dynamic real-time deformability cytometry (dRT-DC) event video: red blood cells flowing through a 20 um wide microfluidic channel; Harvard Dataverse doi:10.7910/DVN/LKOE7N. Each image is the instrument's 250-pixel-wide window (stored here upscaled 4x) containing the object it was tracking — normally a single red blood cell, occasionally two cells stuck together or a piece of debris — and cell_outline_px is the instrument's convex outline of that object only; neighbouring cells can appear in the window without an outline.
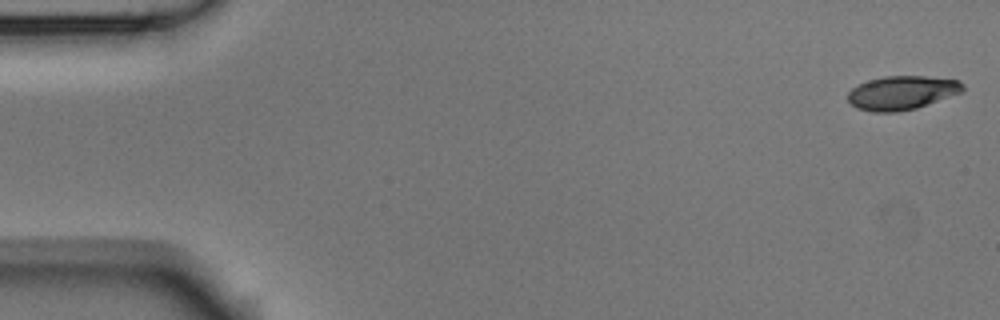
{"species": "Egyptian fruit bat (a non-hibernating species)", "species_latin": "Rousettus aegyptiacus", "temperature_condition": "room temperature", "stored_images_in_passage": 6, "camera_frame_rate_fps": 3000, "um_per_image_px": 0.085, "animal": {"sex": "male"}, "frame": {"image": 1, "passage_image": 1, "time_ms": 0.0, "image_size_px": [1000, 320], "cell_outline_px": [[964, 88], [960, 92], [916, 108], [896, 112], [872, 112], [856, 108], [848, 100], [848, 92], [856, 84], [868, 80], [884, 76], [924, 76], [960, 80], [964, 84]], "centroid_in_image_um": [76.62, 7.87], "position_along_channel_um": 8.4, "area_um2": 22.6}}
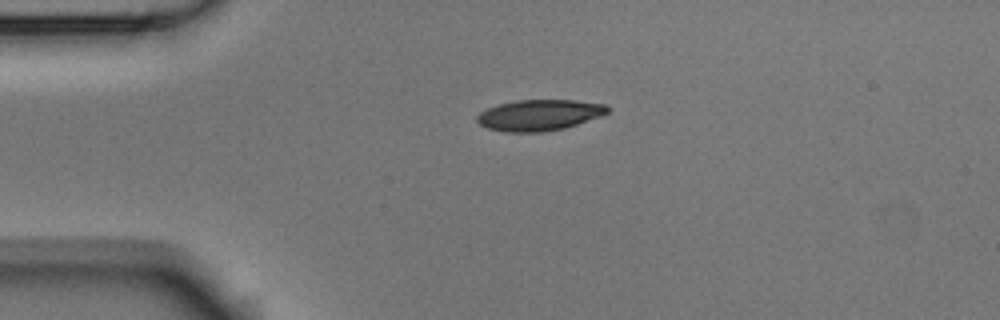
{"frame": {"image": 2, "passage_image": 4, "time_ms": 1.0, "image_size_px": [1000, 320], "cell_outline_px": [[612, 108], [604, 116], [564, 128], [544, 132], [504, 132], [488, 128], [480, 124], [476, 120], [476, 116], [480, 112], [488, 108], [500, 104], [516, 100], [572, 100], [604, 104]], "centroid_in_image_um": [45.87, 9.79], "position_along_channel_um": 39.1, "area_um2": 23.7}}
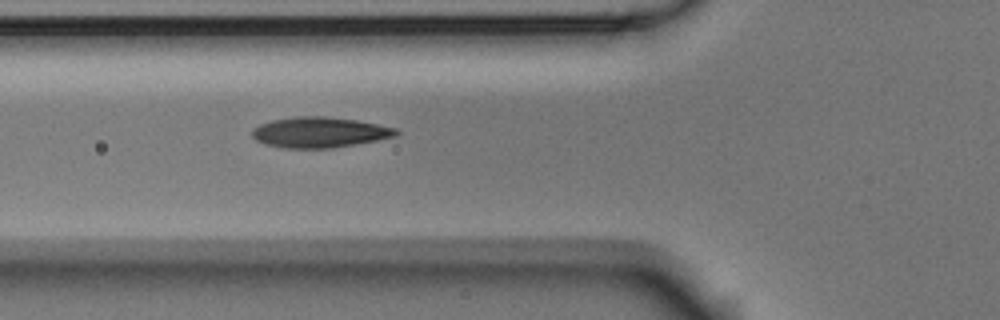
{"frame": {"image": 3, "passage_image": 6, "time_ms": 1.667, "image_size_px": [1000, 320], "cell_outline_px": [[400, 132], [396, 136], [376, 140], [332, 148], [288, 148], [264, 144], [256, 140], [252, 136], [252, 128], [260, 124], [272, 120], [296, 116], [328, 116], [356, 120], [396, 128]], "centroid_in_image_um": [27.14, 11.24], "position_along_channel_um": 98.7, "area_um2": 25.55}}